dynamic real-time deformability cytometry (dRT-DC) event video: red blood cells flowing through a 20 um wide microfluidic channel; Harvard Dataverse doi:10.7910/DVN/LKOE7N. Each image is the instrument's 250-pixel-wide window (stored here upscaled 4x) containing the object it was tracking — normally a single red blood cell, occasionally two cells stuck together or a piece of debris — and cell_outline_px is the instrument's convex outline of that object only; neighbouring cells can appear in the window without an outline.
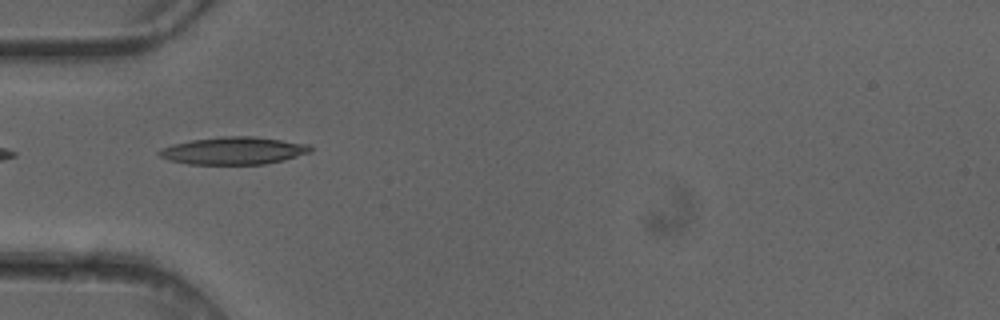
{"species": "common noctule bat (a hibernating species)", "species_latin": "Nyctalus noctula", "temperature_condition": "cold", "stored_images_in_passage": 3, "camera_frame_rate_fps": 3000, "um_per_image_px": 0.085, "animal": {"sex": "female"}, "frame": {"image": 1, "passage_image": 3, "time_ms": 0.667, "image_size_px": [1000, 320], "cell_outline_px": [[312, 152], [284, 160], [264, 164], [188, 164], [168, 160], [160, 156], [156, 152], [160, 148], [172, 144], [192, 140], [220, 136], [256, 136], [312, 144]], "centroid_in_image_um": [19.88, 12.8], "position_along_channel_um": 65.1, "area_um2": 24.57}}